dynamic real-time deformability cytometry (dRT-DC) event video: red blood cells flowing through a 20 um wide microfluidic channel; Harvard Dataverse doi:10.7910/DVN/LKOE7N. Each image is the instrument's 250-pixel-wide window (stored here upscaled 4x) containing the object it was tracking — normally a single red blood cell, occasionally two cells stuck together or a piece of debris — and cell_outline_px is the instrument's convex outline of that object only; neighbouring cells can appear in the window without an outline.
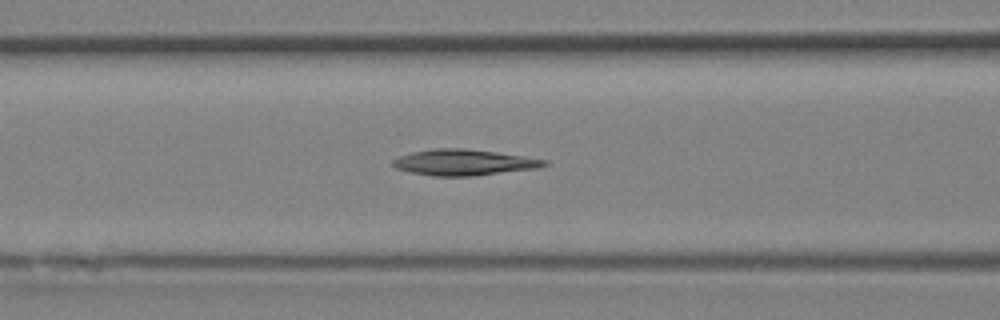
{"species": "Egyptian fruit bat (a non-hibernating species)", "species_latin": "Rousettus aegyptiacus", "temperature_condition": "room temperature", "stored_images_in_passage": 11, "camera_frame_rate_fps": 3000, "um_per_image_px": 0.085, "animal": {"sex": "female"}, "frame": {"image": 1, "passage_image": 7, "time_ms": 2.0, "image_size_px": [1000, 320], "cell_outline_px": [[548, 164], [540, 168], [472, 176], [432, 176], [412, 172], [396, 168], [392, 164], [392, 160], [400, 156], [412, 152], [432, 148], [464, 148], [496, 152], [524, 156], [548, 160]], "centroid_in_image_um": [39.45, 13.8], "position_along_channel_um": 127.1, "area_um2": 22.95}}
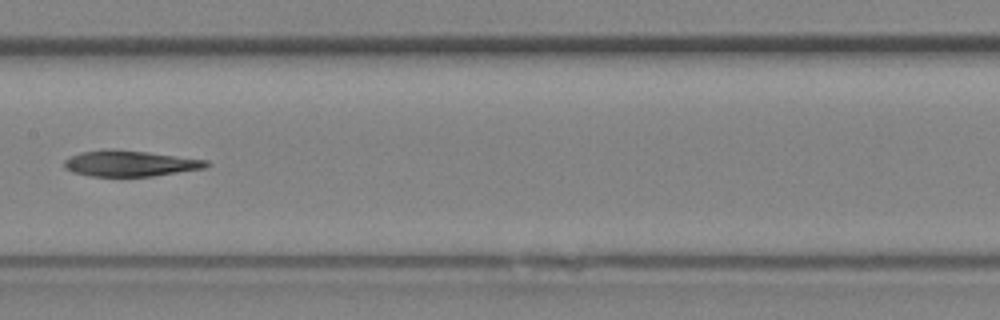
{"frame": {"image": 2, "passage_image": 10, "time_ms": 3.0, "image_size_px": [1000, 320], "cell_outline_px": [[212, 164], [208, 168], [152, 176], [88, 176], [72, 172], [64, 168], [64, 160], [68, 156], [80, 152], [108, 148], [112, 148], [148, 152], [208, 160]], "centroid_in_image_um": [11.05, 13.88], "position_along_channel_um": 196.4, "area_um2": 21.85}}